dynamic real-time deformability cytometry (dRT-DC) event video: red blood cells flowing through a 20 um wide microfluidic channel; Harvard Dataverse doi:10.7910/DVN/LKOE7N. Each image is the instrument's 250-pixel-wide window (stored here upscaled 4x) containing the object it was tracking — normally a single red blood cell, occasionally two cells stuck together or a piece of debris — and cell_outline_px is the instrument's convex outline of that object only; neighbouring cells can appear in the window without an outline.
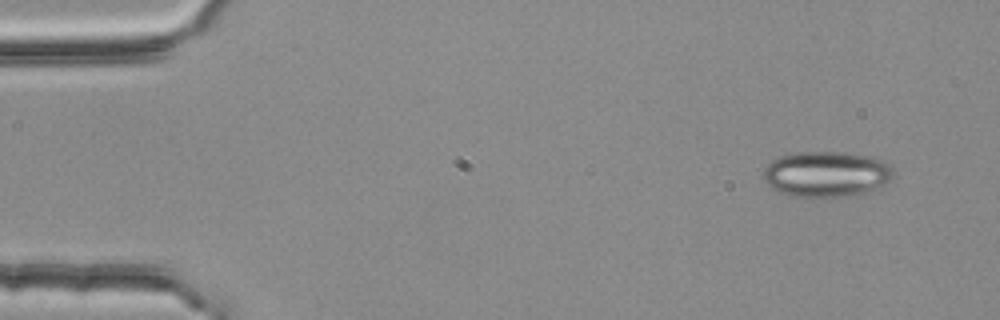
{"species": "common noctule bat (a hibernating species)", "species_latin": "Nyctalus noctula", "temperature_condition": "room temperature", "stored_images_in_passage": 4, "segment_of_instrument_passage": [1, 2], "camera_frame_rate_fps": 3000, "um_per_image_px": 0.085, "animal": {"sex": "female", "body_mass_g": 25.1}, "frame": {"image": 1, "passage_image": 1, "time_ms": 0.0, "image_size_px": [1000, 320], "cell_outline_px": [[892, 176], [884, 184], [864, 192], [840, 196], [792, 196], [780, 192], [772, 188], [764, 180], [764, 168], [772, 160], [780, 156], [796, 152], [848, 152], [868, 156], [880, 160], [892, 168]], "centroid_in_image_um": [70.18, 14.77], "position_along_channel_um": 14.8, "area_um2": 33.93}}